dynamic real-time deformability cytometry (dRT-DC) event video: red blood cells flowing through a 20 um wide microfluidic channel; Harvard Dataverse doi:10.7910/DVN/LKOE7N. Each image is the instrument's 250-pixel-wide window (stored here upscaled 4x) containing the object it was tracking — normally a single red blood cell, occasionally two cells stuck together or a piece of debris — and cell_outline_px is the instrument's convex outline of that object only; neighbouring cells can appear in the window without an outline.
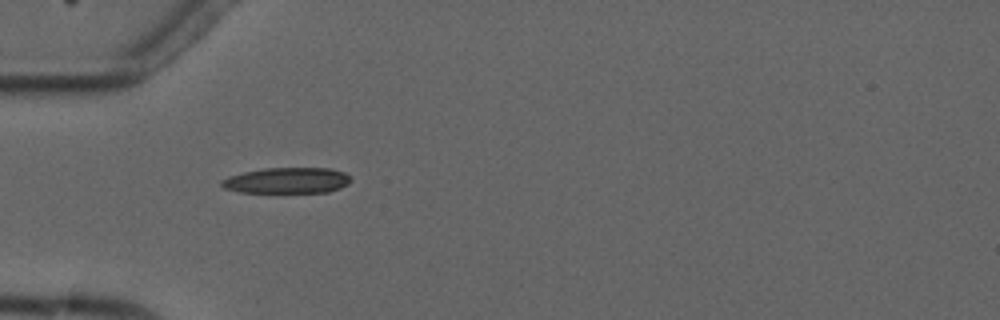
{"species": "common noctule bat (a hibernating species)", "species_latin": "Nyctalus noctula", "temperature_condition": "cold", "stored_images_in_passage": 13, "camera_frame_rate_fps": 3000, "um_per_image_px": 0.085, "animal": {"sex": "male", "forearm_length_mm": 52.5}, "frame": {"image": 1, "passage_image": 4, "time_ms": 4.667, "image_size_px": [1000, 320], "cell_outline_px": [[352, 180], [348, 184], [340, 188], [328, 192], [240, 192], [224, 188], [220, 184], [220, 180], [228, 176], [244, 172], [264, 168], [332, 168], [344, 172]], "centroid_in_image_um": [24.4, 15.33], "position_along_channel_um": 60.6, "area_um2": 19.48}}
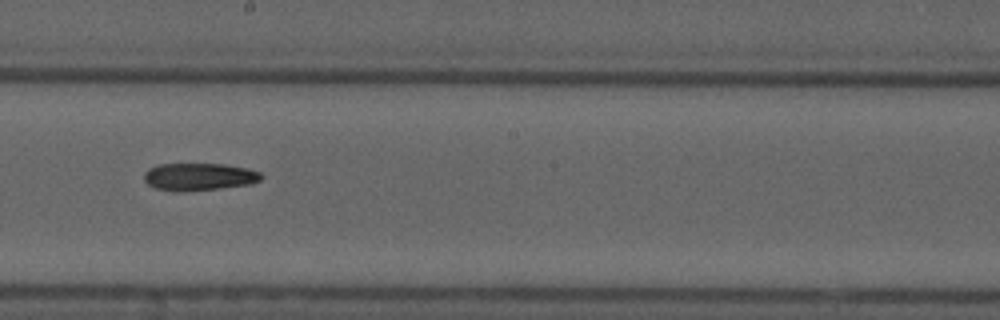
{"frame": {"image": 2, "passage_image": 8, "time_ms": 9.333, "image_size_px": [1000, 320], "cell_outline_px": [[264, 176], [260, 180], [252, 184], [220, 188], [180, 192], [176, 192], [156, 188], [148, 184], [144, 180], [144, 172], [148, 168], [156, 164], [224, 164], [248, 168], [260, 172]], "centroid_in_image_um": [16.92, 15.02], "position_along_channel_um": 231.3, "area_um2": 18.96}}
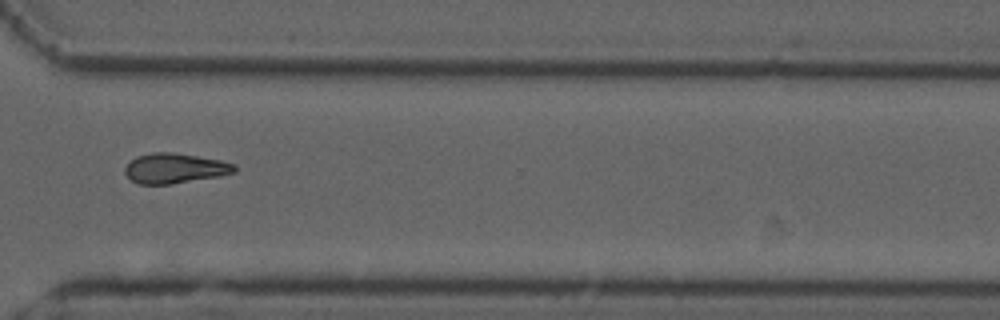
{"frame": {"image": 3, "passage_image": 11, "time_ms": 12.667, "image_size_px": [1000, 320], "cell_outline_px": [[236, 172], [220, 176], [168, 184], [140, 184], [132, 180], [124, 172], [124, 168], [136, 156], [152, 152], [172, 152], [220, 160], [236, 164]], "centroid_in_image_um": [14.87, 14.3], "position_along_channel_um": 355.7, "area_um2": 19.02}, "authors_computed_cell_mechanics": {"area_um2": 18.9584, "velocity_mm_per_s": 3.7428, "shape_relaxation_time_tau1_ms": 8.8401, "shape_relaxation_time_tau2_ms": null, "deformation_change_tau1": 0.1479, "deformation_change_tau2": null}}